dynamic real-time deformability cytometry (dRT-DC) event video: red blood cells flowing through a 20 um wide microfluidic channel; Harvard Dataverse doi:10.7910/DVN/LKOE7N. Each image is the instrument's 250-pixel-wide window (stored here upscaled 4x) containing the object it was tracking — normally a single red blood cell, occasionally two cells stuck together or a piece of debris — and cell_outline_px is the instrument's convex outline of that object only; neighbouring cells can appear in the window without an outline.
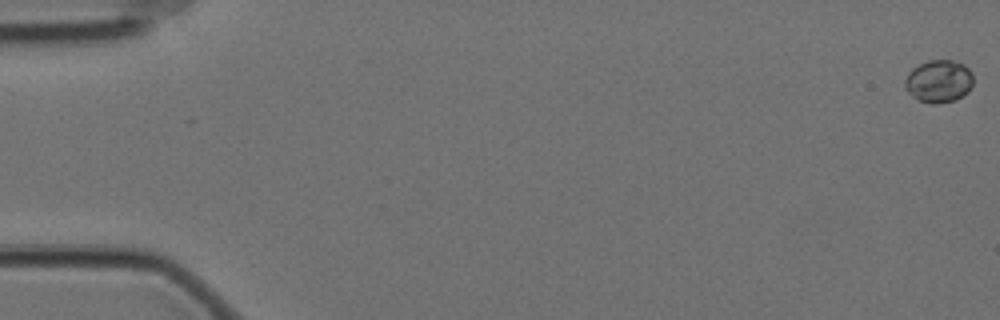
{"species": "Egyptian fruit bat (a non-hibernating species)", "species_latin": "Rousettus aegyptiacus", "temperature_condition": "cold", "stored_images_in_passage": 59, "camera_frame_rate_fps": 3000, "um_per_image_px": 0.085, "animal": {"sex": "female"}, "frame": {"image": 1, "passage_image": 1, "time_ms": 0.0, "image_size_px": [1000, 320], "cell_outline_px": [[972, 84], [968, 92], [964, 96], [956, 100], [940, 104], [936, 104], [920, 100], [912, 96], [904, 88], [904, 80], [908, 72], [912, 68], [928, 60], [952, 60], [964, 64], [972, 72]], "centroid_in_image_um": [79.79, 6.91], "position_along_channel_um": 5.2, "area_um2": 17.17}}
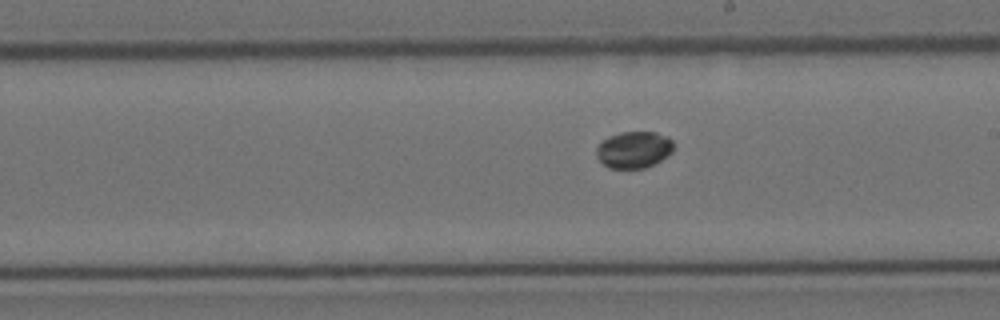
{"frame": {"image": 2, "passage_image": 34, "time_ms": 11.0, "image_size_px": [1000, 320], "cell_outline_px": [[672, 152], [660, 160], [644, 168], [608, 168], [596, 156], [596, 148], [608, 136], [620, 132], [656, 132], [668, 136], [672, 140]], "centroid_in_image_um": [53.87, 12.71], "position_along_channel_um": 235.1, "area_um2": 16.36}}
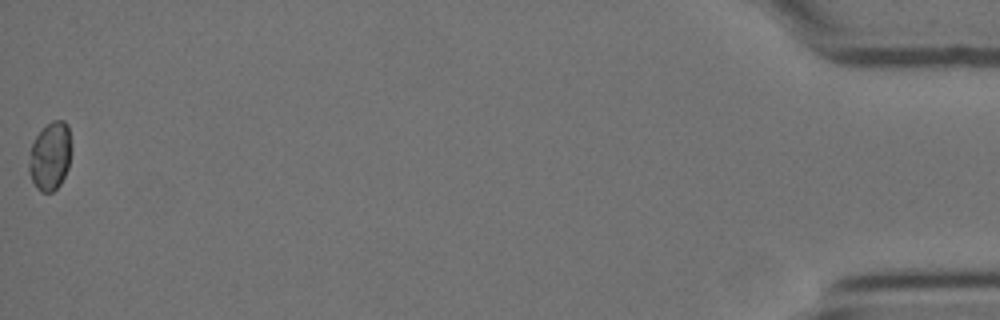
{"frame": {"image": 3, "passage_image": 59, "time_ms": 19.333, "image_size_px": [1000, 320], "cell_outline_px": [[72, 144], [68, 168], [60, 184], [52, 192], [40, 192], [36, 188], [28, 172], [28, 164], [32, 144], [36, 136], [52, 120], [64, 120], [68, 124]], "centroid_in_image_um": [4.28, 13.27], "position_along_channel_um": 430.9, "area_um2": 16.99}}